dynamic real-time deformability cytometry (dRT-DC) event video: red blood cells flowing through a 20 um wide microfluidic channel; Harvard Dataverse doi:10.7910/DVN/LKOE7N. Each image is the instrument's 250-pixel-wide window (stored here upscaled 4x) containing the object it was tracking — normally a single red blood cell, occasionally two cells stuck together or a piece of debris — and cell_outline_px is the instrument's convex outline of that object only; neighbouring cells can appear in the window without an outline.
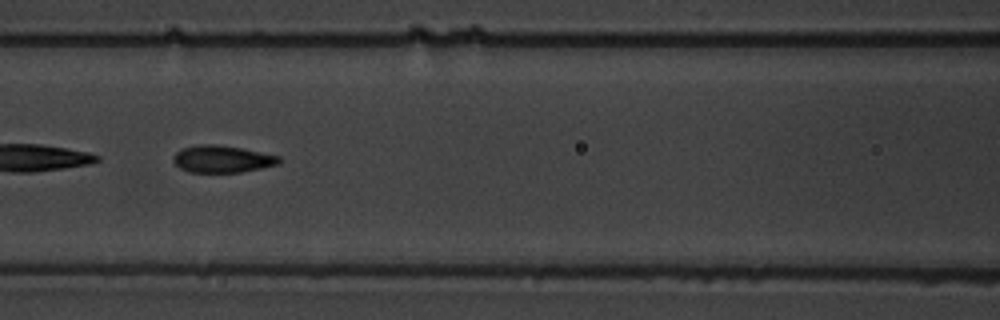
{"species": "common noctule bat (a hibernating species)", "species_latin": "Nyctalus noctula", "temperature_condition": "warm", "stored_images_in_passage": 9, "camera_frame_rate_fps": 3000, "um_per_image_px": 0.085, "animal": {"sex": "male", "body_mass_g": 19.5, "forearm_length_mm": 54.6}, "frame": {"image": 1, "passage_image": 7, "time_ms": 7.0, "image_size_px": [1000, 320], "cell_outline_px": [[280, 164], [240, 172], [188, 172], [180, 168], [172, 160], [172, 156], [180, 148], [200, 144], [216, 144], [240, 148], [280, 156]], "centroid_in_image_um": [18.84, 13.51], "position_along_channel_um": 147.8, "area_um2": 16.7}}
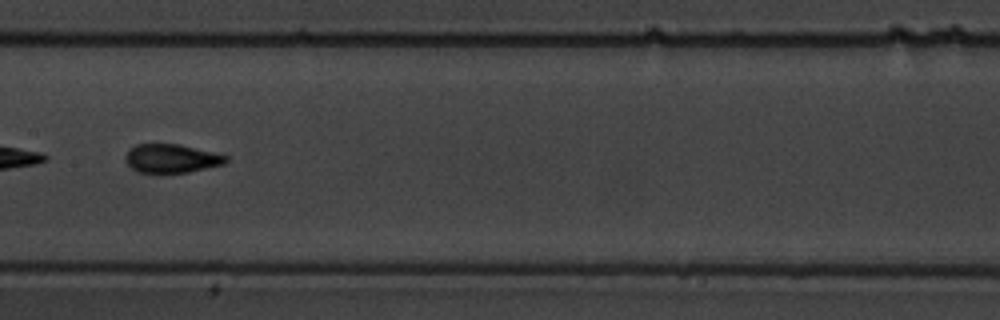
{"frame": {"image": 2, "passage_image": 8, "time_ms": 8.333, "image_size_px": [1000, 320], "cell_outline_px": [[228, 160], [224, 164], [188, 172], [136, 172], [124, 160], [124, 156], [136, 144], [180, 144], [228, 156]], "centroid_in_image_um": [14.57, 13.46], "position_along_channel_um": 192.8, "area_um2": 16.59}}